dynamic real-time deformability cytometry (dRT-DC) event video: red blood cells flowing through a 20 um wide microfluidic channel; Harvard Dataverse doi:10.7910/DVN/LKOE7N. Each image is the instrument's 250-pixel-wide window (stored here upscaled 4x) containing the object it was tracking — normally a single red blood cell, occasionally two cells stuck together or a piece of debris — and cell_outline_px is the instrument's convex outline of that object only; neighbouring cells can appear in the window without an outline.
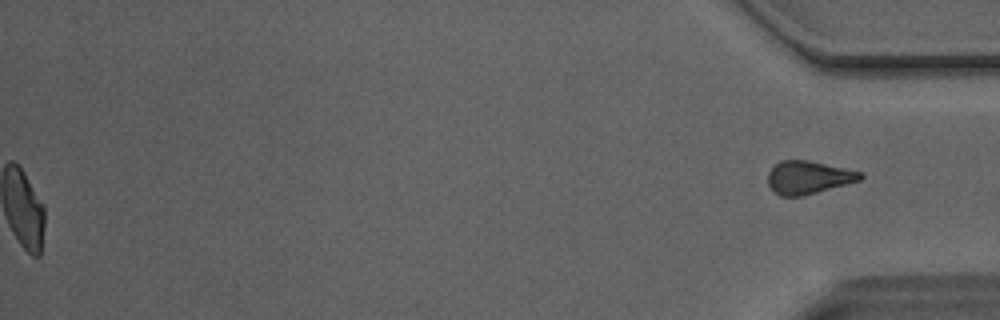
{"species": "Egyptian fruit bat (a non-hibernating species)", "species_latin": "Rousettus aegyptiacus", "temperature_condition": "room temperature", "stored_images_in_passage": 46, "segment_of_instrument_passage": [2, 2], "camera_frame_rate_fps": 3000, "um_per_image_px": 0.085, "animal": {"sex": "male"}, "frame": {"image": 1, "passage_image": 46, "time_ms": 15.0, "image_size_px": [1000, 320], "cell_outline_px": [[864, 176], [860, 180], [816, 192], [800, 196], [780, 196], [768, 184], [768, 172], [780, 160], [804, 160], [844, 168], [860, 172]], "centroid_in_image_um": [68.68, 15.08], "position_along_channel_um": 366.5, "area_um2": 17.28}}